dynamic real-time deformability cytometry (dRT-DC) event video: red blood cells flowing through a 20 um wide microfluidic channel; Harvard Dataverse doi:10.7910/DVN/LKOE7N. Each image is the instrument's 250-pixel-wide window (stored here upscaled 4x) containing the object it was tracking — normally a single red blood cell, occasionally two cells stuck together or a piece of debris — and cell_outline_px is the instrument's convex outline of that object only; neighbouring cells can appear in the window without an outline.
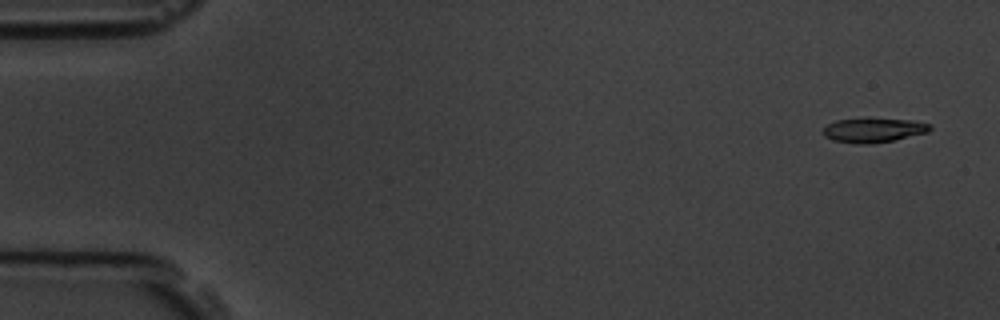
{"species": "common noctule bat (a hibernating species)", "species_latin": "Nyctalus noctula", "temperature_condition": "room temperature", "stored_images_in_passage": 4, "camera_frame_rate_fps": 3000, "um_per_image_px": 0.085, "animal": {"sex": "male", "body_mass_g": 19.5, "forearm_length_mm": 54.6}, "frame": {"image": 1, "passage_image": 1, "time_ms": 0.0, "image_size_px": [1000, 320], "cell_outline_px": [[932, 128], [928, 132], [892, 140], [872, 144], [856, 144], [832, 140], [824, 136], [820, 132], [828, 124], [836, 120], [908, 120], [928, 124]], "centroid_in_image_um": [74.17, 11.1], "position_along_channel_um": 10.8, "area_um2": 14.62}}